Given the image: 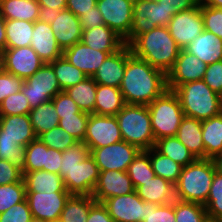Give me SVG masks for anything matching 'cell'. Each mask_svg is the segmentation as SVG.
<instances>
[{
	"instance_id": "6125c7cd",
	"label": "cell",
	"mask_w": 222,
	"mask_h": 222,
	"mask_svg": "<svg viewBox=\"0 0 222 222\" xmlns=\"http://www.w3.org/2000/svg\"><path fill=\"white\" fill-rule=\"evenodd\" d=\"M163 4H166L167 6L172 5L176 8V10L179 11H185L189 9L195 8L200 0H159Z\"/></svg>"
},
{
	"instance_id": "11a10c76",
	"label": "cell",
	"mask_w": 222,
	"mask_h": 222,
	"mask_svg": "<svg viewBox=\"0 0 222 222\" xmlns=\"http://www.w3.org/2000/svg\"><path fill=\"white\" fill-rule=\"evenodd\" d=\"M214 92L222 96V61L207 65L202 79Z\"/></svg>"
},
{
	"instance_id": "4dcf8cb0",
	"label": "cell",
	"mask_w": 222,
	"mask_h": 222,
	"mask_svg": "<svg viewBox=\"0 0 222 222\" xmlns=\"http://www.w3.org/2000/svg\"><path fill=\"white\" fill-rule=\"evenodd\" d=\"M40 5L36 0H1L0 11L5 19L38 20Z\"/></svg>"
},
{
	"instance_id": "d4e9b609",
	"label": "cell",
	"mask_w": 222,
	"mask_h": 222,
	"mask_svg": "<svg viewBox=\"0 0 222 222\" xmlns=\"http://www.w3.org/2000/svg\"><path fill=\"white\" fill-rule=\"evenodd\" d=\"M81 42L109 54L116 52L125 44L124 40L105 24L92 29H83Z\"/></svg>"
},
{
	"instance_id": "3957f363",
	"label": "cell",
	"mask_w": 222,
	"mask_h": 222,
	"mask_svg": "<svg viewBox=\"0 0 222 222\" xmlns=\"http://www.w3.org/2000/svg\"><path fill=\"white\" fill-rule=\"evenodd\" d=\"M173 92L180 101L184 116L204 121L222 112V96L203 80L179 85Z\"/></svg>"
},
{
	"instance_id": "4316f807",
	"label": "cell",
	"mask_w": 222,
	"mask_h": 222,
	"mask_svg": "<svg viewBox=\"0 0 222 222\" xmlns=\"http://www.w3.org/2000/svg\"><path fill=\"white\" fill-rule=\"evenodd\" d=\"M176 137L187 147L196 159H205L201 121L184 116L178 128Z\"/></svg>"
},
{
	"instance_id": "8992f818",
	"label": "cell",
	"mask_w": 222,
	"mask_h": 222,
	"mask_svg": "<svg viewBox=\"0 0 222 222\" xmlns=\"http://www.w3.org/2000/svg\"><path fill=\"white\" fill-rule=\"evenodd\" d=\"M147 107L155 141L164 137L176 136L184 117L177 95L172 90L167 89Z\"/></svg>"
},
{
	"instance_id": "603a6c76",
	"label": "cell",
	"mask_w": 222,
	"mask_h": 222,
	"mask_svg": "<svg viewBox=\"0 0 222 222\" xmlns=\"http://www.w3.org/2000/svg\"><path fill=\"white\" fill-rule=\"evenodd\" d=\"M126 67V44L109 54L103 61L93 79L97 84L119 88Z\"/></svg>"
},
{
	"instance_id": "f907efd6",
	"label": "cell",
	"mask_w": 222,
	"mask_h": 222,
	"mask_svg": "<svg viewBox=\"0 0 222 222\" xmlns=\"http://www.w3.org/2000/svg\"><path fill=\"white\" fill-rule=\"evenodd\" d=\"M90 154L84 141H77L74 145L62 152L61 167H72L82 162Z\"/></svg>"
},
{
	"instance_id": "7a4b0ae2",
	"label": "cell",
	"mask_w": 222,
	"mask_h": 222,
	"mask_svg": "<svg viewBox=\"0 0 222 222\" xmlns=\"http://www.w3.org/2000/svg\"><path fill=\"white\" fill-rule=\"evenodd\" d=\"M132 54L167 74L174 66L180 48L168 27L159 26L139 35L130 45Z\"/></svg>"
},
{
	"instance_id": "f6af8a7d",
	"label": "cell",
	"mask_w": 222,
	"mask_h": 222,
	"mask_svg": "<svg viewBox=\"0 0 222 222\" xmlns=\"http://www.w3.org/2000/svg\"><path fill=\"white\" fill-rule=\"evenodd\" d=\"M48 148L58 151H65L74 145L77 140L68 134L63 128L56 126L51 130L44 132L38 137Z\"/></svg>"
},
{
	"instance_id": "2e32d148",
	"label": "cell",
	"mask_w": 222,
	"mask_h": 222,
	"mask_svg": "<svg viewBox=\"0 0 222 222\" xmlns=\"http://www.w3.org/2000/svg\"><path fill=\"white\" fill-rule=\"evenodd\" d=\"M102 204L114 222H143L146 219L144 201L136 191L105 199Z\"/></svg>"
},
{
	"instance_id": "db71d44e",
	"label": "cell",
	"mask_w": 222,
	"mask_h": 222,
	"mask_svg": "<svg viewBox=\"0 0 222 222\" xmlns=\"http://www.w3.org/2000/svg\"><path fill=\"white\" fill-rule=\"evenodd\" d=\"M52 101L59 119L62 116H74L81 112L76 102L65 91L59 92Z\"/></svg>"
},
{
	"instance_id": "816d5d0a",
	"label": "cell",
	"mask_w": 222,
	"mask_h": 222,
	"mask_svg": "<svg viewBox=\"0 0 222 222\" xmlns=\"http://www.w3.org/2000/svg\"><path fill=\"white\" fill-rule=\"evenodd\" d=\"M32 218L26 199L0 214V222H30Z\"/></svg>"
},
{
	"instance_id": "c3c4849f",
	"label": "cell",
	"mask_w": 222,
	"mask_h": 222,
	"mask_svg": "<svg viewBox=\"0 0 222 222\" xmlns=\"http://www.w3.org/2000/svg\"><path fill=\"white\" fill-rule=\"evenodd\" d=\"M0 159L9 161L21 170L25 165V147L16 141L0 140Z\"/></svg>"
},
{
	"instance_id": "d590c367",
	"label": "cell",
	"mask_w": 222,
	"mask_h": 222,
	"mask_svg": "<svg viewBox=\"0 0 222 222\" xmlns=\"http://www.w3.org/2000/svg\"><path fill=\"white\" fill-rule=\"evenodd\" d=\"M154 149L160 154L168 156L182 167H185L196 160L194 155L177 139L176 136L164 137L156 140Z\"/></svg>"
},
{
	"instance_id": "a7ac6f4b",
	"label": "cell",
	"mask_w": 222,
	"mask_h": 222,
	"mask_svg": "<svg viewBox=\"0 0 222 222\" xmlns=\"http://www.w3.org/2000/svg\"><path fill=\"white\" fill-rule=\"evenodd\" d=\"M216 171L222 174V153L216 155L213 159Z\"/></svg>"
},
{
	"instance_id": "94428289",
	"label": "cell",
	"mask_w": 222,
	"mask_h": 222,
	"mask_svg": "<svg viewBox=\"0 0 222 222\" xmlns=\"http://www.w3.org/2000/svg\"><path fill=\"white\" fill-rule=\"evenodd\" d=\"M86 222H114L108 214L106 207L101 202H96L89 211Z\"/></svg>"
},
{
	"instance_id": "30bf717a",
	"label": "cell",
	"mask_w": 222,
	"mask_h": 222,
	"mask_svg": "<svg viewBox=\"0 0 222 222\" xmlns=\"http://www.w3.org/2000/svg\"><path fill=\"white\" fill-rule=\"evenodd\" d=\"M167 27L177 46L180 49L187 47L204 31L200 2L193 9L177 12L169 21Z\"/></svg>"
},
{
	"instance_id": "6da1fadb",
	"label": "cell",
	"mask_w": 222,
	"mask_h": 222,
	"mask_svg": "<svg viewBox=\"0 0 222 222\" xmlns=\"http://www.w3.org/2000/svg\"><path fill=\"white\" fill-rule=\"evenodd\" d=\"M126 104L148 105L167 88L166 74L135 57L126 44V67L119 87Z\"/></svg>"
},
{
	"instance_id": "8fae6325",
	"label": "cell",
	"mask_w": 222,
	"mask_h": 222,
	"mask_svg": "<svg viewBox=\"0 0 222 222\" xmlns=\"http://www.w3.org/2000/svg\"><path fill=\"white\" fill-rule=\"evenodd\" d=\"M122 140L116 116L90 114L84 138L90 152Z\"/></svg>"
},
{
	"instance_id": "ac0fdd59",
	"label": "cell",
	"mask_w": 222,
	"mask_h": 222,
	"mask_svg": "<svg viewBox=\"0 0 222 222\" xmlns=\"http://www.w3.org/2000/svg\"><path fill=\"white\" fill-rule=\"evenodd\" d=\"M135 191L127 171L106 170L99 173V179L92 196L96 202L105 199L127 195Z\"/></svg>"
},
{
	"instance_id": "74e56055",
	"label": "cell",
	"mask_w": 222,
	"mask_h": 222,
	"mask_svg": "<svg viewBox=\"0 0 222 222\" xmlns=\"http://www.w3.org/2000/svg\"><path fill=\"white\" fill-rule=\"evenodd\" d=\"M49 64L53 67L62 91L78 84L88 77L80 69L69 63L63 56Z\"/></svg>"
},
{
	"instance_id": "7bdbcfd3",
	"label": "cell",
	"mask_w": 222,
	"mask_h": 222,
	"mask_svg": "<svg viewBox=\"0 0 222 222\" xmlns=\"http://www.w3.org/2000/svg\"><path fill=\"white\" fill-rule=\"evenodd\" d=\"M26 199L24 179L21 182L0 185V214Z\"/></svg>"
},
{
	"instance_id": "d6a6232c",
	"label": "cell",
	"mask_w": 222,
	"mask_h": 222,
	"mask_svg": "<svg viewBox=\"0 0 222 222\" xmlns=\"http://www.w3.org/2000/svg\"><path fill=\"white\" fill-rule=\"evenodd\" d=\"M34 22L6 19V49L31 46Z\"/></svg>"
},
{
	"instance_id": "e0dca14e",
	"label": "cell",
	"mask_w": 222,
	"mask_h": 222,
	"mask_svg": "<svg viewBox=\"0 0 222 222\" xmlns=\"http://www.w3.org/2000/svg\"><path fill=\"white\" fill-rule=\"evenodd\" d=\"M4 71L26 80L40 69L44 62L31 46L5 49L3 51Z\"/></svg>"
},
{
	"instance_id": "91938a15",
	"label": "cell",
	"mask_w": 222,
	"mask_h": 222,
	"mask_svg": "<svg viewBox=\"0 0 222 222\" xmlns=\"http://www.w3.org/2000/svg\"><path fill=\"white\" fill-rule=\"evenodd\" d=\"M97 4V0H67L66 8L73 12L78 18L91 11Z\"/></svg>"
},
{
	"instance_id": "680465c9",
	"label": "cell",
	"mask_w": 222,
	"mask_h": 222,
	"mask_svg": "<svg viewBox=\"0 0 222 222\" xmlns=\"http://www.w3.org/2000/svg\"><path fill=\"white\" fill-rule=\"evenodd\" d=\"M62 152L56 149L48 148L46 151L45 165L43 170L51 173H60Z\"/></svg>"
},
{
	"instance_id": "bcb514c9",
	"label": "cell",
	"mask_w": 222,
	"mask_h": 222,
	"mask_svg": "<svg viewBox=\"0 0 222 222\" xmlns=\"http://www.w3.org/2000/svg\"><path fill=\"white\" fill-rule=\"evenodd\" d=\"M31 107L22 91L7 96L0 105V116L29 114Z\"/></svg>"
},
{
	"instance_id": "f5cc1de1",
	"label": "cell",
	"mask_w": 222,
	"mask_h": 222,
	"mask_svg": "<svg viewBox=\"0 0 222 222\" xmlns=\"http://www.w3.org/2000/svg\"><path fill=\"white\" fill-rule=\"evenodd\" d=\"M24 81V79L3 70L0 73V105L7 96L21 91Z\"/></svg>"
},
{
	"instance_id": "4fadbf2b",
	"label": "cell",
	"mask_w": 222,
	"mask_h": 222,
	"mask_svg": "<svg viewBox=\"0 0 222 222\" xmlns=\"http://www.w3.org/2000/svg\"><path fill=\"white\" fill-rule=\"evenodd\" d=\"M104 24L125 40L133 23V4L127 0H97Z\"/></svg>"
},
{
	"instance_id": "7c38bea8",
	"label": "cell",
	"mask_w": 222,
	"mask_h": 222,
	"mask_svg": "<svg viewBox=\"0 0 222 222\" xmlns=\"http://www.w3.org/2000/svg\"><path fill=\"white\" fill-rule=\"evenodd\" d=\"M140 150L126 141L107 145L102 148H94L90 154L95 159L99 171L118 170L127 171L130 163Z\"/></svg>"
},
{
	"instance_id": "7402d4cb",
	"label": "cell",
	"mask_w": 222,
	"mask_h": 222,
	"mask_svg": "<svg viewBox=\"0 0 222 222\" xmlns=\"http://www.w3.org/2000/svg\"><path fill=\"white\" fill-rule=\"evenodd\" d=\"M36 138L28 114L0 116V140L16 141L26 147Z\"/></svg>"
},
{
	"instance_id": "d6986e66",
	"label": "cell",
	"mask_w": 222,
	"mask_h": 222,
	"mask_svg": "<svg viewBox=\"0 0 222 222\" xmlns=\"http://www.w3.org/2000/svg\"><path fill=\"white\" fill-rule=\"evenodd\" d=\"M108 55V52L95 50L82 42L66 48L62 53V56L69 63L80 69L88 77L94 76Z\"/></svg>"
},
{
	"instance_id": "be15d7a7",
	"label": "cell",
	"mask_w": 222,
	"mask_h": 222,
	"mask_svg": "<svg viewBox=\"0 0 222 222\" xmlns=\"http://www.w3.org/2000/svg\"><path fill=\"white\" fill-rule=\"evenodd\" d=\"M60 11H61L60 9H55L51 7H40L38 20H41L42 22L46 23H51L58 16Z\"/></svg>"
},
{
	"instance_id": "5bb4252c",
	"label": "cell",
	"mask_w": 222,
	"mask_h": 222,
	"mask_svg": "<svg viewBox=\"0 0 222 222\" xmlns=\"http://www.w3.org/2000/svg\"><path fill=\"white\" fill-rule=\"evenodd\" d=\"M69 192H26V201L33 218L59 222Z\"/></svg>"
},
{
	"instance_id": "003e7915",
	"label": "cell",
	"mask_w": 222,
	"mask_h": 222,
	"mask_svg": "<svg viewBox=\"0 0 222 222\" xmlns=\"http://www.w3.org/2000/svg\"><path fill=\"white\" fill-rule=\"evenodd\" d=\"M200 3L207 7L222 8V0H200Z\"/></svg>"
},
{
	"instance_id": "e7e4bbea",
	"label": "cell",
	"mask_w": 222,
	"mask_h": 222,
	"mask_svg": "<svg viewBox=\"0 0 222 222\" xmlns=\"http://www.w3.org/2000/svg\"><path fill=\"white\" fill-rule=\"evenodd\" d=\"M40 7H51L55 9H66L67 0H36Z\"/></svg>"
},
{
	"instance_id": "9f6ffc18",
	"label": "cell",
	"mask_w": 222,
	"mask_h": 222,
	"mask_svg": "<svg viewBox=\"0 0 222 222\" xmlns=\"http://www.w3.org/2000/svg\"><path fill=\"white\" fill-rule=\"evenodd\" d=\"M23 172L20 168L6 160L0 159V185L21 182Z\"/></svg>"
},
{
	"instance_id": "ee69618b",
	"label": "cell",
	"mask_w": 222,
	"mask_h": 222,
	"mask_svg": "<svg viewBox=\"0 0 222 222\" xmlns=\"http://www.w3.org/2000/svg\"><path fill=\"white\" fill-rule=\"evenodd\" d=\"M89 116L90 114L84 111L74 114V116H62L58 126L77 141H84Z\"/></svg>"
},
{
	"instance_id": "ba28073f",
	"label": "cell",
	"mask_w": 222,
	"mask_h": 222,
	"mask_svg": "<svg viewBox=\"0 0 222 222\" xmlns=\"http://www.w3.org/2000/svg\"><path fill=\"white\" fill-rule=\"evenodd\" d=\"M99 168L91 154L72 167H60L65 189L71 195L92 196L99 179Z\"/></svg>"
},
{
	"instance_id": "484cf974",
	"label": "cell",
	"mask_w": 222,
	"mask_h": 222,
	"mask_svg": "<svg viewBox=\"0 0 222 222\" xmlns=\"http://www.w3.org/2000/svg\"><path fill=\"white\" fill-rule=\"evenodd\" d=\"M135 191L143 201L156 205L169 204L175 200L174 184L156 175L137 186Z\"/></svg>"
},
{
	"instance_id": "836d02e7",
	"label": "cell",
	"mask_w": 222,
	"mask_h": 222,
	"mask_svg": "<svg viewBox=\"0 0 222 222\" xmlns=\"http://www.w3.org/2000/svg\"><path fill=\"white\" fill-rule=\"evenodd\" d=\"M28 115L37 138L59 125V116L52 99L31 109Z\"/></svg>"
},
{
	"instance_id": "e575fe53",
	"label": "cell",
	"mask_w": 222,
	"mask_h": 222,
	"mask_svg": "<svg viewBox=\"0 0 222 222\" xmlns=\"http://www.w3.org/2000/svg\"><path fill=\"white\" fill-rule=\"evenodd\" d=\"M97 83L93 77H87L78 84L64 90L77 104L81 111L94 114Z\"/></svg>"
},
{
	"instance_id": "2644e50d",
	"label": "cell",
	"mask_w": 222,
	"mask_h": 222,
	"mask_svg": "<svg viewBox=\"0 0 222 222\" xmlns=\"http://www.w3.org/2000/svg\"><path fill=\"white\" fill-rule=\"evenodd\" d=\"M30 222H46V221L41 220V219L32 218V219L30 220Z\"/></svg>"
},
{
	"instance_id": "83f0119b",
	"label": "cell",
	"mask_w": 222,
	"mask_h": 222,
	"mask_svg": "<svg viewBox=\"0 0 222 222\" xmlns=\"http://www.w3.org/2000/svg\"><path fill=\"white\" fill-rule=\"evenodd\" d=\"M26 192H68L60 174L44 170L23 172Z\"/></svg>"
},
{
	"instance_id": "9c48e42d",
	"label": "cell",
	"mask_w": 222,
	"mask_h": 222,
	"mask_svg": "<svg viewBox=\"0 0 222 222\" xmlns=\"http://www.w3.org/2000/svg\"><path fill=\"white\" fill-rule=\"evenodd\" d=\"M21 91L27 97L31 109L53 99L59 92H62L53 67L49 63H44L34 75L27 78Z\"/></svg>"
},
{
	"instance_id": "7dc6e473",
	"label": "cell",
	"mask_w": 222,
	"mask_h": 222,
	"mask_svg": "<svg viewBox=\"0 0 222 222\" xmlns=\"http://www.w3.org/2000/svg\"><path fill=\"white\" fill-rule=\"evenodd\" d=\"M146 219L143 222H176L175 200L169 204L156 205L144 201Z\"/></svg>"
},
{
	"instance_id": "1f68e13d",
	"label": "cell",
	"mask_w": 222,
	"mask_h": 222,
	"mask_svg": "<svg viewBox=\"0 0 222 222\" xmlns=\"http://www.w3.org/2000/svg\"><path fill=\"white\" fill-rule=\"evenodd\" d=\"M95 203L93 196L70 195L61 212L59 222H86L90 208Z\"/></svg>"
},
{
	"instance_id": "44dd1931",
	"label": "cell",
	"mask_w": 222,
	"mask_h": 222,
	"mask_svg": "<svg viewBox=\"0 0 222 222\" xmlns=\"http://www.w3.org/2000/svg\"><path fill=\"white\" fill-rule=\"evenodd\" d=\"M31 47L44 63H51L62 57L63 50L55 39L50 23L41 20L34 22Z\"/></svg>"
},
{
	"instance_id": "f35d334b",
	"label": "cell",
	"mask_w": 222,
	"mask_h": 222,
	"mask_svg": "<svg viewBox=\"0 0 222 222\" xmlns=\"http://www.w3.org/2000/svg\"><path fill=\"white\" fill-rule=\"evenodd\" d=\"M134 188L143 185V182L155 177L153 171L150 156L146 151H140L133 159V162L129 164L127 169Z\"/></svg>"
},
{
	"instance_id": "8c879c8a",
	"label": "cell",
	"mask_w": 222,
	"mask_h": 222,
	"mask_svg": "<svg viewBox=\"0 0 222 222\" xmlns=\"http://www.w3.org/2000/svg\"><path fill=\"white\" fill-rule=\"evenodd\" d=\"M129 2H131L132 4L137 3L139 0H127Z\"/></svg>"
},
{
	"instance_id": "b9f144b4",
	"label": "cell",
	"mask_w": 222,
	"mask_h": 222,
	"mask_svg": "<svg viewBox=\"0 0 222 222\" xmlns=\"http://www.w3.org/2000/svg\"><path fill=\"white\" fill-rule=\"evenodd\" d=\"M48 147L39 139L31 141L25 147V165L22 172L43 170Z\"/></svg>"
},
{
	"instance_id": "cb8c5ba5",
	"label": "cell",
	"mask_w": 222,
	"mask_h": 222,
	"mask_svg": "<svg viewBox=\"0 0 222 222\" xmlns=\"http://www.w3.org/2000/svg\"><path fill=\"white\" fill-rule=\"evenodd\" d=\"M184 50L207 65L222 61V39L210 31L204 30Z\"/></svg>"
},
{
	"instance_id": "8d00e7d4",
	"label": "cell",
	"mask_w": 222,
	"mask_h": 222,
	"mask_svg": "<svg viewBox=\"0 0 222 222\" xmlns=\"http://www.w3.org/2000/svg\"><path fill=\"white\" fill-rule=\"evenodd\" d=\"M146 152L150 156L151 165L155 175L160 176L175 185L179 180L182 166L168 156L160 154L154 148H150L149 150H146Z\"/></svg>"
},
{
	"instance_id": "9a60e30c",
	"label": "cell",
	"mask_w": 222,
	"mask_h": 222,
	"mask_svg": "<svg viewBox=\"0 0 222 222\" xmlns=\"http://www.w3.org/2000/svg\"><path fill=\"white\" fill-rule=\"evenodd\" d=\"M207 64L202 60L180 49L174 66L166 74L168 90H174L179 85L202 80L206 71Z\"/></svg>"
},
{
	"instance_id": "f546056e",
	"label": "cell",
	"mask_w": 222,
	"mask_h": 222,
	"mask_svg": "<svg viewBox=\"0 0 222 222\" xmlns=\"http://www.w3.org/2000/svg\"><path fill=\"white\" fill-rule=\"evenodd\" d=\"M205 159H213L222 153V112L201 121Z\"/></svg>"
},
{
	"instance_id": "ab89813d",
	"label": "cell",
	"mask_w": 222,
	"mask_h": 222,
	"mask_svg": "<svg viewBox=\"0 0 222 222\" xmlns=\"http://www.w3.org/2000/svg\"><path fill=\"white\" fill-rule=\"evenodd\" d=\"M210 222H222V174L217 171L204 204Z\"/></svg>"
},
{
	"instance_id": "ffe728a7",
	"label": "cell",
	"mask_w": 222,
	"mask_h": 222,
	"mask_svg": "<svg viewBox=\"0 0 222 222\" xmlns=\"http://www.w3.org/2000/svg\"><path fill=\"white\" fill-rule=\"evenodd\" d=\"M51 30L62 50L81 42L82 25L80 19L69 9H63L50 23Z\"/></svg>"
},
{
	"instance_id": "60d3db41",
	"label": "cell",
	"mask_w": 222,
	"mask_h": 222,
	"mask_svg": "<svg viewBox=\"0 0 222 222\" xmlns=\"http://www.w3.org/2000/svg\"><path fill=\"white\" fill-rule=\"evenodd\" d=\"M176 222H210L204 205L175 199Z\"/></svg>"
},
{
	"instance_id": "52a82bcc",
	"label": "cell",
	"mask_w": 222,
	"mask_h": 222,
	"mask_svg": "<svg viewBox=\"0 0 222 222\" xmlns=\"http://www.w3.org/2000/svg\"><path fill=\"white\" fill-rule=\"evenodd\" d=\"M177 12L175 7L167 6L159 0H139L133 4L131 32L124 43L130 45L139 35L149 32L153 28L167 27L169 21Z\"/></svg>"
},
{
	"instance_id": "277c9868",
	"label": "cell",
	"mask_w": 222,
	"mask_h": 222,
	"mask_svg": "<svg viewBox=\"0 0 222 222\" xmlns=\"http://www.w3.org/2000/svg\"><path fill=\"white\" fill-rule=\"evenodd\" d=\"M216 168L212 159H196L182 167L175 187V199L204 205Z\"/></svg>"
},
{
	"instance_id": "5b68a950",
	"label": "cell",
	"mask_w": 222,
	"mask_h": 222,
	"mask_svg": "<svg viewBox=\"0 0 222 222\" xmlns=\"http://www.w3.org/2000/svg\"><path fill=\"white\" fill-rule=\"evenodd\" d=\"M123 141L140 151L154 148L155 137L147 105L126 104L116 115Z\"/></svg>"
},
{
	"instance_id": "6f0895ef",
	"label": "cell",
	"mask_w": 222,
	"mask_h": 222,
	"mask_svg": "<svg viewBox=\"0 0 222 222\" xmlns=\"http://www.w3.org/2000/svg\"><path fill=\"white\" fill-rule=\"evenodd\" d=\"M82 29H92L104 24L103 17L97 5L91 11L79 17Z\"/></svg>"
},
{
	"instance_id": "89a4df30",
	"label": "cell",
	"mask_w": 222,
	"mask_h": 222,
	"mask_svg": "<svg viewBox=\"0 0 222 222\" xmlns=\"http://www.w3.org/2000/svg\"><path fill=\"white\" fill-rule=\"evenodd\" d=\"M4 70V64H3V51L0 50V73Z\"/></svg>"
},
{
	"instance_id": "f1b7e54d",
	"label": "cell",
	"mask_w": 222,
	"mask_h": 222,
	"mask_svg": "<svg viewBox=\"0 0 222 222\" xmlns=\"http://www.w3.org/2000/svg\"><path fill=\"white\" fill-rule=\"evenodd\" d=\"M125 105L119 88L97 84L94 114L116 116Z\"/></svg>"
},
{
	"instance_id": "681fc988",
	"label": "cell",
	"mask_w": 222,
	"mask_h": 222,
	"mask_svg": "<svg viewBox=\"0 0 222 222\" xmlns=\"http://www.w3.org/2000/svg\"><path fill=\"white\" fill-rule=\"evenodd\" d=\"M204 21V30L210 31L222 39V8L207 7L200 3Z\"/></svg>"
},
{
	"instance_id": "03108f58",
	"label": "cell",
	"mask_w": 222,
	"mask_h": 222,
	"mask_svg": "<svg viewBox=\"0 0 222 222\" xmlns=\"http://www.w3.org/2000/svg\"><path fill=\"white\" fill-rule=\"evenodd\" d=\"M5 18L0 11V50L6 49V29H5Z\"/></svg>"
}]
</instances>
